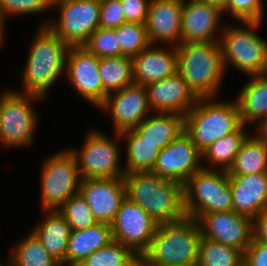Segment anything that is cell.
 <instances>
[{
  "instance_id": "2",
  "label": "cell",
  "mask_w": 267,
  "mask_h": 266,
  "mask_svg": "<svg viewBox=\"0 0 267 266\" xmlns=\"http://www.w3.org/2000/svg\"><path fill=\"white\" fill-rule=\"evenodd\" d=\"M22 71V92L45 98L54 82L65 75L69 46L47 26L37 29Z\"/></svg>"
},
{
  "instance_id": "11",
  "label": "cell",
  "mask_w": 267,
  "mask_h": 266,
  "mask_svg": "<svg viewBox=\"0 0 267 266\" xmlns=\"http://www.w3.org/2000/svg\"><path fill=\"white\" fill-rule=\"evenodd\" d=\"M57 7V20H46L47 26L62 41L70 46H83L99 28L100 1L98 0H52Z\"/></svg>"
},
{
  "instance_id": "42",
  "label": "cell",
  "mask_w": 267,
  "mask_h": 266,
  "mask_svg": "<svg viewBox=\"0 0 267 266\" xmlns=\"http://www.w3.org/2000/svg\"><path fill=\"white\" fill-rule=\"evenodd\" d=\"M253 239L267 244V210L252 219Z\"/></svg>"
},
{
  "instance_id": "32",
  "label": "cell",
  "mask_w": 267,
  "mask_h": 266,
  "mask_svg": "<svg viewBox=\"0 0 267 266\" xmlns=\"http://www.w3.org/2000/svg\"><path fill=\"white\" fill-rule=\"evenodd\" d=\"M244 254L201 236L199 241L198 264L200 266H243Z\"/></svg>"
},
{
  "instance_id": "12",
  "label": "cell",
  "mask_w": 267,
  "mask_h": 266,
  "mask_svg": "<svg viewBox=\"0 0 267 266\" xmlns=\"http://www.w3.org/2000/svg\"><path fill=\"white\" fill-rule=\"evenodd\" d=\"M157 226L145 210L126 197L111 223L112 238L141 257L148 249Z\"/></svg>"
},
{
  "instance_id": "27",
  "label": "cell",
  "mask_w": 267,
  "mask_h": 266,
  "mask_svg": "<svg viewBox=\"0 0 267 266\" xmlns=\"http://www.w3.org/2000/svg\"><path fill=\"white\" fill-rule=\"evenodd\" d=\"M121 140L126 141L125 174L153 171L156 159L161 149L156 143L143 140V137L134 129L120 132Z\"/></svg>"
},
{
  "instance_id": "41",
  "label": "cell",
  "mask_w": 267,
  "mask_h": 266,
  "mask_svg": "<svg viewBox=\"0 0 267 266\" xmlns=\"http://www.w3.org/2000/svg\"><path fill=\"white\" fill-rule=\"evenodd\" d=\"M243 266H267V244L252 238L244 252Z\"/></svg>"
},
{
  "instance_id": "19",
  "label": "cell",
  "mask_w": 267,
  "mask_h": 266,
  "mask_svg": "<svg viewBox=\"0 0 267 266\" xmlns=\"http://www.w3.org/2000/svg\"><path fill=\"white\" fill-rule=\"evenodd\" d=\"M151 112L186 115L199 99L176 71L146 86Z\"/></svg>"
},
{
  "instance_id": "35",
  "label": "cell",
  "mask_w": 267,
  "mask_h": 266,
  "mask_svg": "<svg viewBox=\"0 0 267 266\" xmlns=\"http://www.w3.org/2000/svg\"><path fill=\"white\" fill-rule=\"evenodd\" d=\"M115 31L121 47V55L133 57L151 44L146 25L143 23L126 22Z\"/></svg>"
},
{
  "instance_id": "21",
  "label": "cell",
  "mask_w": 267,
  "mask_h": 266,
  "mask_svg": "<svg viewBox=\"0 0 267 266\" xmlns=\"http://www.w3.org/2000/svg\"><path fill=\"white\" fill-rule=\"evenodd\" d=\"M167 48L150 44L139 54L132 57L133 82L146 86L171 76L177 71L176 46ZM170 47V48H169Z\"/></svg>"
},
{
  "instance_id": "28",
  "label": "cell",
  "mask_w": 267,
  "mask_h": 266,
  "mask_svg": "<svg viewBox=\"0 0 267 266\" xmlns=\"http://www.w3.org/2000/svg\"><path fill=\"white\" fill-rule=\"evenodd\" d=\"M245 126L242 124L236 131L223 136L204 149L202 151V160L206 159L209 166H204L203 168L216 170L219 167V170L228 171L242 143L250 135L249 132H246Z\"/></svg>"
},
{
  "instance_id": "20",
  "label": "cell",
  "mask_w": 267,
  "mask_h": 266,
  "mask_svg": "<svg viewBox=\"0 0 267 266\" xmlns=\"http://www.w3.org/2000/svg\"><path fill=\"white\" fill-rule=\"evenodd\" d=\"M183 0H151L146 29L151 44L177 46L181 43V12Z\"/></svg>"
},
{
  "instance_id": "14",
  "label": "cell",
  "mask_w": 267,
  "mask_h": 266,
  "mask_svg": "<svg viewBox=\"0 0 267 266\" xmlns=\"http://www.w3.org/2000/svg\"><path fill=\"white\" fill-rule=\"evenodd\" d=\"M100 59L84 46H70L66 56L65 76L83 100L99 107L103 103V84L99 74Z\"/></svg>"
},
{
  "instance_id": "7",
  "label": "cell",
  "mask_w": 267,
  "mask_h": 266,
  "mask_svg": "<svg viewBox=\"0 0 267 266\" xmlns=\"http://www.w3.org/2000/svg\"><path fill=\"white\" fill-rule=\"evenodd\" d=\"M186 217L198 220L203 214L233 210L229 175L225 170L195 172L183 185Z\"/></svg>"
},
{
  "instance_id": "44",
  "label": "cell",
  "mask_w": 267,
  "mask_h": 266,
  "mask_svg": "<svg viewBox=\"0 0 267 266\" xmlns=\"http://www.w3.org/2000/svg\"><path fill=\"white\" fill-rule=\"evenodd\" d=\"M199 1L209 4V5H214L220 8L223 11V13H225V1L226 0H199Z\"/></svg>"
},
{
  "instance_id": "16",
  "label": "cell",
  "mask_w": 267,
  "mask_h": 266,
  "mask_svg": "<svg viewBox=\"0 0 267 266\" xmlns=\"http://www.w3.org/2000/svg\"><path fill=\"white\" fill-rule=\"evenodd\" d=\"M197 221L202 237L238 249L243 254L253 238L252 219L233 210L206 213Z\"/></svg>"
},
{
  "instance_id": "39",
  "label": "cell",
  "mask_w": 267,
  "mask_h": 266,
  "mask_svg": "<svg viewBox=\"0 0 267 266\" xmlns=\"http://www.w3.org/2000/svg\"><path fill=\"white\" fill-rule=\"evenodd\" d=\"M126 23L121 0L100 1L99 27L105 29H116Z\"/></svg>"
},
{
  "instance_id": "10",
  "label": "cell",
  "mask_w": 267,
  "mask_h": 266,
  "mask_svg": "<svg viewBox=\"0 0 267 266\" xmlns=\"http://www.w3.org/2000/svg\"><path fill=\"white\" fill-rule=\"evenodd\" d=\"M41 209L57 210L79 192L81 176L69 148L46 158L41 169Z\"/></svg>"
},
{
  "instance_id": "31",
  "label": "cell",
  "mask_w": 267,
  "mask_h": 266,
  "mask_svg": "<svg viewBox=\"0 0 267 266\" xmlns=\"http://www.w3.org/2000/svg\"><path fill=\"white\" fill-rule=\"evenodd\" d=\"M11 251L12 266H61L31 231Z\"/></svg>"
},
{
  "instance_id": "43",
  "label": "cell",
  "mask_w": 267,
  "mask_h": 266,
  "mask_svg": "<svg viewBox=\"0 0 267 266\" xmlns=\"http://www.w3.org/2000/svg\"><path fill=\"white\" fill-rule=\"evenodd\" d=\"M256 124L257 129H256V134H251L253 135L257 140L265 143L267 145V118H264L260 121L257 122Z\"/></svg>"
},
{
  "instance_id": "26",
  "label": "cell",
  "mask_w": 267,
  "mask_h": 266,
  "mask_svg": "<svg viewBox=\"0 0 267 266\" xmlns=\"http://www.w3.org/2000/svg\"><path fill=\"white\" fill-rule=\"evenodd\" d=\"M248 77L251 79L235 96L241 120L246 127L267 118V75Z\"/></svg>"
},
{
  "instance_id": "23",
  "label": "cell",
  "mask_w": 267,
  "mask_h": 266,
  "mask_svg": "<svg viewBox=\"0 0 267 266\" xmlns=\"http://www.w3.org/2000/svg\"><path fill=\"white\" fill-rule=\"evenodd\" d=\"M44 219L32 228V232L41 241L47 252L66 266V251L71 228L66 219L57 210H43Z\"/></svg>"
},
{
  "instance_id": "45",
  "label": "cell",
  "mask_w": 267,
  "mask_h": 266,
  "mask_svg": "<svg viewBox=\"0 0 267 266\" xmlns=\"http://www.w3.org/2000/svg\"><path fill=\"white\" fill-rule=\"evenodd\" d=\"M5 23H4V21L2 20V18H1V16H0V44H2V42H3V35H4V28H5Z\"/></svg>"
},
{
  "instance_id": "46",
  "label": "cell",
  "mask_w": 267,
  "mask_h": 266,
  "mask_svg": "<svg viewBox=\"0 0 267 266\" xmlns=\"http://www.w3.org/2000/svg\"><path fill=\"white\" fill-rule=\"evenodd\" d=\"M7 261H8L7 265L12 266V258L10 254H9V258L7 259ZM0 266H4V265L0 263Z\"/></svg>"
},
{
  "instance_id": "4",
  "label": "cell",
  "mask_w": 267,
  "mask_h": 266,
  "mask_svg": "<svg viewBox=\"0 0 267 266\" xmlns=\"http://www.w3.org/2000/svg\"><path fill=\"white\" fill-rule=\"evenodd\" d=\"M177 72L198 98L217 97L225 68L219 41L181 42L176 46Z\"/></svg>"
},
{
  "instance_id": "40",
  "label": "cell",
  "mask_w": 267,
  "mask_h": 266,
  "mask_svg": "<svg viewBox=\"0 0 267 266\" xmlns=\"http://www.w3.org/2000/svg\"><path fill=\"white\" fill-rule=\"evenodd\" d=\"M151 0H121L126 22L146 23Z\"/></svg>"
},
{
  "instance_id": "22",
  "label": "cell",
  "mask_w": 267,
  "mask_h": 266,
  "mask_svg": "<svg viewBox=\"0 0 267 266\" xmlns=\"http://www.w3.org/2000/svg\"><path fill=\"white\" fill-rule=\"evenodd\" d=\"M233 211L253 219L267 210V172L229 176Z\"/></svg>"
},
{
  "instance_id": "29",
  "label": "cell",
  "mask_w": 267,
  "mask_h": 266,
  "mask_svg": "<svg viewBox=\"0 0 267 266\" xmlns=\"http://www.w3.org/2000/svg\"><path fill=\"white\" fill-rule=\"evenodd\" d=\"M262 172H267V145L250 134L227 173L229 176H241Z\"/></svg>"
},
{
  "instance_id": "18",
  "label": "cell",
  "mask_w": 267,
  "mask_h": 266,
  "mask_svg": "<svg viewBox=\"0 0 267 266\" xmlns=\"http://www.w3.org/2000/svg\"><path fill=\"white\" fill-rule=\"evenodd\" d=\"M223 11L199 0H183L181 12V42H216V33L222 32L220 25ZM220 28V29H219ZM219 29V31H217Z\"/></svg>"
},
{
  "instance_id": "15",
  "label": "cell",
  "mask_w": 267,
  "mask_h": 266,
  "mask_svg": "<svg viewBox=\"0 0 267 266\" xmlns=\"http://www.w3.org/2000/svg\"><path fill=\"white\" fill-rule=\"evenodd\" d=\"M98 108L111 113L114 132L119 133L135 128L151 112L146 87L136 83L109 93Z\"/></svg>"
},
{
  "instance_id": "48",
  "label": "cell",
  "mask_w": 267,
  "mask_h": 266,
  "mask_svg": "<svg viewBox=\"0 0 267 266\" xmlns=\"http://www.w3.org/2000/svg\"><path fill=\"white\" fill-rule=\"evenodd\" d=\"M134 266H145L141 261H139L137 264H135Z\"/></svg>"
},
{
  "instance_id": "25",
  "label": "cell",
  "mask_w": 267,
  "mask_h": 266,
  "mask_svg": "<svg viewBox=\"0 0 267 266\" xmlns=\"http://www.w3.org/2000/svg\"><path fill=\"white\" fill-rule=\"evenodd\" d=\"M143 140L156 143L164 149L185 131L184 115L154 112L134 128Z\"/></svg>"
},
{
  "instance_id": "5",
  "label": "cell",
  "mask_w": 267,
  "mask_h": 266,
  "mask_svg": "<svg viewBox=\"0 0 267 266\" xmlns=\"http://www.w3.org/2000/svg\"><path fill=\"white\" fill-rule=\"evenodd\" d=\"M216 100V97L199 98L184 116L185 132L201 152L243 124L236 99Z\"/></svg>"
},
{
  "instance_id": "30",
  "label": "cell",
  "mask_w": 267,
  "mask_h": 266,
  "mask_svg": "<svg viewBox=\"0 0 267 266\" xmlns=\"http://www.w3.org/2000/svg\"><path fill=\"white\" fill-rule=\"evenodd\" d=\"M99 74L103 84V101L111 92L121 90L133 82L132 57L101 58Z\"/></svg>"
},
{
  "instance_id": "36",
  "label": "cell",
  "mask_w": 267,
  "mask_h": 266,
  "mask_svg": "<svg viewBox=\"0 0 267 266\" xmlns=\"http://www.w3.org/2000/svg\"><path fill=\"white\" fill-rule=\"evenodd\" d=\"M83 46L99 59L121 56V47L115 29L99 27Z\"/></svg>"
},
{
  "instance_id": "1",
  "label": "cell",
  "mask_w": 267,
  "mask_h": 266,
  "mask_svg": "<svg viewBox=\"0 0 267 266\" xmlns=\"http://www.w3.org/2000/svg\"><path fill=\"white\" fill-rule=\"evenodd\" d=\"M123 179L126 197L145 210L157 225L186 217L182 184L152 171L125 174Z\"/></svg>"
},
{
  "instance_id": "47",
  "label": "cell",
  "mask_w": 267,
  "mask_h": 266,
  "mask_svg": "<svg viewBox=\"0 0 267 266\" xmlns=\"http://www.w3.org/2000/svg\"><path fill=\"white\" fill-rule=\"evenodd\" d=\"M180 266H200V265L198 264V262H196V263H191V264H186V265H180Z\"/></svg>"
},
{
  "instance_id": "13",
  "label": "cell",
  "mask_w": 267,
  "mask_h": 266,
  "mask_svg": "<svg viewBox=\"0 0 267 266\" xmlns=\"http://www.w3.org/2000/svg\"><path fill=\"white\" fill-rule=\"evenodd\" d=\"M200 161H202V152L184 131L164 149H161L152 172L161 178L184 185L195 172L204 167Z\"/></svg>"
},
{
  "instance_id": "8",
  "label": "cell",
  "mask_w": 267,
  "mask_h": 266,
  "mask_svg": "<svg viewBox=\"0 0 267 266\" xmlns=\"http://www.w3.org/2000/svg\"><path fill=\"white\" fill-rule=\"evenodd\" d=\"M42 101L43 97L5 90L0 102V143L3 147H29L34 142L38 125L37 113L32 103Z\"/></svg>"
},
{
  "instance_id": "34",
  "label": "cell",
  "mask_w": 267,
  "mask_h": 266,
  "mask_svg": "<svg viewBox=\"0 0 267 266\" xmlns=\"http://www.w3.org/2000/svg\"><path fill=\"white\" fill-rule=\"evenodd\" d=\"M57 211L66 219L71 231L83 230L98 223L80 192L72 195Z\"/></svg>"
},
{
  "instance_id": "6",
  "label": "cell",
  "mask_w": 267,
  "mask_h": 266,
  "mask_svg": "<svg viewBox=\"0 0 267 266\" xmlns=\"http://www.w3.org/2000/svg\"><path fill=\"white\" fill-rule=\"evenodd\" d=\"M240 23L245 27L224 25L220 35L219 44L225 71L231 64L247 76L266 74L267 40L256 32L262 22Z\"/></svg>"
},
{
  "instance_id": "9",
  "label": "cell",
  "mask_w": 267,
  "mask_h": 266,
  "mask_svg": "<svg viewBox=\"0 0 267 266\" xmlns=\"http://www.w3.org/2000/svg\"><path fill=\"white\" fill-rule=\"evenodd\" d=\"M113 138L99 130L91 129L86 135L81 150L70 148L75 156L82 179L123 178L124 166L120 165L121 149L119 132Z\"/></svg>"
},
{
  "instance_id": "3",
  "label": "cell",
  "mask_w": 267,
  "mask_h": 266,
  "mask_svg": "<svg viewBox=\"0 0 267 266\" xmlns=\"http://www.w3.org/2000/svg\"><path fill=\"white\" fill-rule=\"evenodd\" d=\"M201 229L196 219L157 226L148 249L141 255L145 266H180L198 262Z\"/></svg>"
},
{
  "instance_id": "24",
  "label": "cell",
  "mask_w": 267,
  "mask_h": 266,
  "mask_svg": "<svg viewBox=\"0 0 267 266\" xmlns=\"http://www.w3.org/2000/svg\"><path fill=\"white\" fill-rule=\"evenodd\" d=\"M112 238L111 224L98 222L83 230L71 231L66 251V266H78L93 252L108 245Z\"/></svg>"
},
{
  "instance_id": "17",
  "label": "cell",
  "mask_w": 267,
  "mask_h": 266,
  "mask_svg": "<svg viewBox=\"0 0 267 266\" xmlns=\"http://www.w3.org/2000/svg\"><path fill=\"white\" fill-rule=\"evenodd\" d=\"M79 192L98 222L111 224L126 198L123 178L81 179Z\"/></svg>"
},
{
  "instance_id": "38",
  "label": "cell",
  "mask_w": 267,
  "mask_h": 266,
  "mask_svg": "<svg viewBox=\"0 0 267 266\" xmlns=\"http://www.w3.org/2000/svg\"><path fill=\"white\" fill-rule=\"evenodd\" d=\"M52 9V0H0V16L3 21L8 16L28 15Z\"/></svg>"
},
{
  "instance_id": "33",
  "label": "cell",
  "mask_w": 267,
  "mask_h": 266,
  "mask_svg": "<svg viewBox=\"0 0 267 266\" xmlns=\"http://www.w3.org/2000/svg\"><path fill=\"white\" fill-rule=\"evenodd\" d=\"M139 261L140 257L130 248L113 240L93 252L78 266H134Z\"/></svg>"
},
{
  "instance_id": "37",
  "label": "cell",
  "mask_w": 267,
  "mask_h": 266,
  "mask_svg": "<svg viewBox=\"0 0 267 266\" xmlns=\"http://www.w3.org/2000/svg\"><path fill=\"white\" fill-rule=\"evenodd\" d=\"M263 0H226L225 12L239 22H263Z\"/></svg>"
}]
</instances>
